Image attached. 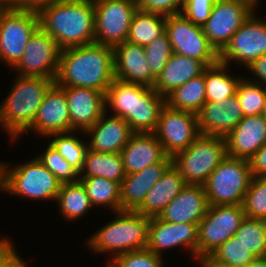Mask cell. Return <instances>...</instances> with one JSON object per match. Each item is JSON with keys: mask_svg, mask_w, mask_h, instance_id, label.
I'll return each mask as SVG.
<instances>
[{"mask_svg": "<svg viewBox=\"0 0 266 267\" xmlns=\"http://www.w3.org/2000/svg\"><path fill=\"white\" fill-rule=\"evenodd\" d=\"M114 79L113 47L94 42L63 49L54 82L59 86L92 88L106 94Z\"/></svg>", "mask_w": 266, "mask_h": 267, "instance_id": "6da1fadb", "label": "cell"}, {"mask_svg": "<svg viewBox=\"0 0 266 267\" xmlns=\"http://www.w3.org/2000/svg\"><path fill=\"white\" fill-rule=\"evenodd\" d=\"M38 17L39 27L62 50L95 42L93 0H58L41 9Z\"/></svg>", "mask_w": 266, "mask_h": 267, "instance_id": "7a4b0ae2", "label": "cell"}, {"mask_svg": "<svg viewBox=\"0 0 266 267\" xmlns=\"http://www.w3.org/2000/svg\"><path fill=\"white\" fill-rule=\"evenodd\" d=\"M166 98L153 87L114 79L105 94V108L124 119L134 133H153Z\"/></svg>", "mask_w": 266, "mask_h": 267, "instance_id": "3957f363", "label": "cell"}, {"mask_svg": "<svg viewBox=\"0 0 266 267\" xmlns=\"http://www.w3.org/2000/svg\"><path fill=\"white\" fill-rule=\"evenodd\" d=\"M54 79L17 76L0 105V126L16 140L33 124L43 98Z\"/></svg>", "mask_w": 266, "mask_h": 267, "instance_id": "277c9868", "label": "cell"}, {"mask_svg": "<svg viewBox=\"0 0 266 267\" xmlns=\"http://www.w3.org/2000/svg\"><path fill=\"white\" fill-rule=\"evenodd\" d=\"M115 214V219L96 231L86 241L88 248L100 254L112 252L113 258L131 251L145 249L148 243L150 217L143 216L136 211H119Z\"/></svg>", "mask_w": 266, "mask_h": 267, "instance_id": "5b68a950", "label": "cell"}, {"mask_svg": "<svg viewBox=\"0 0 266 267\" xmlns=\"http://www.w3.org/2000/svg\"><path fill=\"white\" fill-rule=\"evenodd\" d=\"M226 156L225 138L200 134L187 149L172 157V164L186 184L204 185Z\"/></svg>", "mask_w": 266, "mask_h": 267, "instance_id": "8992f818", "label": "cell"}, {"mask_svg": "<svg viewBox=\"0 0 266 267\" xmlns=\"http://www.w3.org/2000/svg\"><path fill=\"white\" fill-rule=\"evenodd\" d=\"M251 179L249 160L226 156L203 185L208 205H242Z\"/></svg>", "mask_w": 266, "mask_h": 267, "instance_id": "52a82bcc", "label": "cell"}, {"mask_svg": "<svg viewBox=\"0 0 266 267\" xmlns=\"http://www.w3.org/2000/svg\"><path fill=\"white\" fill-rule=\"evenodd\" d=\"M4 164V191L34 200H54L61 182L37 158L15 168Z\"/></svg>", "mask_w": 266, "mask_h": 267, "instance_id": "ba28073f", "label": "cell"}, {"mask_svg": "<svg viewBox=\"0 0 266 267\" xmlns=\"http://www.w3.org/2000/svg\"><path fill=\"white\" fill-rule=\"evenodd\" d=\"M245 217L242 205H209L198 224L197 260L204 261L221 244L235 236Z\"/></svg>", "mask_w": 266, "mask_h": 267, "instance_id": "9c48e42d", "label": "cell"}, {"mask_svg": "<svg viewBox=\"0 0 266 267\" xmlns=\"http://www.w3.org/2000/svg\"><path fill=\"white\" fill-rule=\"evenodd\" d=\"M39 28L37 12L0 6V61L14 67L32 34Z\"/></svg>", "mask_w": 266, "mask_h": 267, "instance_id": "30bf717a", "label": "cell"}, {"mask_svg": "<svg viewBox=\"0 0 266 267\" xmlns=\"http://www.w3.org/2000/svg\"><path fill=\"white\" fill-rule=\"evenodd\" d=\"M95 42L115 47L127 41L129 27L138 10L137 0H93Z\"/></svg>", "mask_w": 266, "mask_h": 267, "instance_id": "8fae6325", "label": "cell"}, {"mask_svg": "<svg viewBox=\"0 0 266 267\" xmlns=\"http://www.w3.org/2000/svg\"><path fill=\"white\" fill-rule=\"evenodd\" d=\"M165 32L173 53L195 58L207 67L219 62V53L209 43L203 27L194 24L182 13L167 16Z\"/></svg>", "mask_w": 266, "mask_h": 267, "instance_id": "7c38bea8", "label": "cell"}, {"mask_svg": "<svg viewBox=\"0 0 266 267\" xmlns=\"http://www.w3.org/2000/svg\"><path fill=\"white\" fill-rule=\"evenodd\" d=\"M244 0H216L210 17L202 26L209 43L220 53L229 43L233 34L255 11Z\"/></svg>", "mask_w": 266, "mask_h": 267, "instance_id": "4fadbf2b", "label": "cell"}, {"mask_svg": "<svg viewBox=\"0 0 266 267\" xmlns=\"http://www.w3.org/2000/svg\"><path fill=\"white\" fill-rule=\"evenodd\" d=\"M62 49L40 27L30 37L15 68L18 76L56 78Z\"/></svg>", "mask_w": 266, "mask_h": 267, "instance_id": "5bb4252c", "label": "cell"}, {"mask_svg": "<svg viewBox=\"0 0 266 267\" xmlns=\"http://www.w3.org/2000/svg\"><path fill=\"white\" fill-rule=\"evenodd\" d=\"M153 133L164 152L173 157L177 152L187 149L200 135L197 114L173 109L166 104Z\"/></svg>", "mask_w": 266, "mask_h": 267, "instance_id": "9a60e30c", "label": "cell"}, {"mask_svg": "<svg viewBox=\"0 0 266 267\" xmlns=\"http://www.w3.org/2000/svg\"><path fill=\"white\" fill-rule=\"evenodd\" d=\"M266 54V20L253 12L244 24L233 34L229 43L219 53V62H237L247 67L254 60Z\"/></svg>", "mask_w": 266, "mask_h": 267, "instance_id": "2e32d148", "label": "cell"}, {"mask_svg": "<svg viewBox=\"0 0 266 267\" xmlns=\"http://www.w3.org/2000/svg\"><path fill=\"white\" fill-rule=\"evenodd\" d=\"M198 225L192 223H170L150 217L148 226L147 249L162 257V251L181 247L187 248L194 259H197ZM167 248V249H166Z\"/></svg>", "mask_w": 266, "mask_h": 267, "instance_id": "e0dca14e", "label": "cell"}, {"mask_svg": "<svg viewBox=\"0 0 266 267\" xmlns=\"http://www.w3.org/2000/svg\"><path fill=\"white\" fill-rule=\"evenodd\" d=\"M31 130L45 137L54 133L71 132L70 113L64 86H59L55 82L50 86L33 124L26 132Z\"/></svg>", "mask_w": 266, "mask_h": 267, "instance_id": "ac0fdd59", "label": "cell"}, {"mask_svg": "<svg viewBox=\"0 0 266 267\" xmlns=\"http://www.w3.org/2000/svg\"><path fill=\"white\" fill-rule=\"evenodd\" d=\"M70 113L71 132H85L105 112V94L92 88L64 87Z\"/></svg>", "mask_w": 266, "mask_h": 267, "instance_id": "d6986e66", "label": "cell"}, {"mask_svg": "<svg viewBox=\"0 0 266 267\" xmlns=\"http://www.w3.org/2000/svg\"><path fill=\"white\" fill-rule=\"evenodd\" d=\"M244 117L236 95L223 101L206 102L197 113L200 134L225 138Z\"/></svg>", "mask_w": 266, "mask_h": 267, "instance_id": "ffe728a7", "label": "cell"}, {"mask_svg": "<svg viewBox=\"0 0 266 267\" xmlns=\"http://www.w3.org/2000/svg\"><path fill=\"white\" fill-rule=\"evenodd\" d=\"M115 79L153 87L156 77L147 63L144 47L125 41L113 47Z\"/></svg>", "mask_w": 266, "mask_h": 267, "instance_id": "44dd1931", "label": "cell"}, {"mask_svg": "<svg viewBox=\"0 0 266 267\" xmlns=\"http://www.w3.org/2000/svg\"><path fill=\"white\" fill-rule=\"evenodd\" d=\"M208 206L204 186L186 184L157 217L170 223L198 225L206 215Z\"/></svg>", "mask_w": 266, "mask_h": 267, "instance_id": "7402d4cb", "label": "cell"}, {"mask_svg": "<svg viewBox=\"0 0 266 267\" xmlns=\"http://www.w3.org/2000/svg\"><path fill=\"white\" fill-rule=\"evenodd\" d=\"M225 140L227 156L249 160L266 143V121L261 115L245 116Z\"/></svg>", "mask_w": 266, "mask_h": 267, "instance_id": "603a6c76", "label": "cell"}, {"mask_svg": "<svg viewBox=\"0 0 266 267\" xmlns=\"http://www.w3.org/2000/svg\"><path fill=\"white\" fill-rule=\"evenodd\" d=\"M107 113L105 109L100 119L84 132L92 136L87 147L96 152L120 153L134 132L124 119L114 115L108 117Z\"/></svg>", "mask_w": 266, "mask_h": 267, "instance_id": "cb8c5ba5", "label": "cell"}, {"mask_svg": "<svg viewBox=\"0 0 266 267\" xmlns=\"http://www.w3.org/2000/svg\"><path fill=\"white\" fill-rule=\"evenodd\" d=\"M171 164L172 157L167 155L159 163L152 164L137 173L126 175L120 183L121 211H136L142 205L148 191Z\"/></svg>", "mask_w": 266, "mask_h": 267, "instance_id": "d4e9b609", "label": "cell"}, {"mask_svg": "<svg viewBox=\"0 0 266 267\" xmlns=\"http://www.w3.org/2000/svg\"><path fill=\"white\" fill-rule=\"evenodd\" d=\"M120 153L126 175L142 171L167 156L154 133H133Z\"/></svg>", "mask_w": 266, "mask_h": 267, "instance_id": "484cf974", "label": "cell"}, {"mask_svg": "<svg viewBox=\"0 0 266 267\" xmlns=\"http://www.w3.org/2000/svg\"><path fill=\"white\" fill-rule=\"evenodd\" d=\"M206 68L202 61L173 53L162 72L156 77L153 89L166 98L190 79L202 75Z\"/></svg>", "mask_w": 266, "mask_h": 267, "instance_id": "4316f807", "label": "cell"}, {"mask_svg": "<svg viewBox=\"0 0 266 267\" xmlns=\"http://www.w3.org/2000/svg\"><path fill=\"white\" fill-rule=\"evenodd\" d=\"M186 182L179 170L171 164L161 178L148 191L137 213L155 217L182 191Z\"/></svg>", "mask_w": 266, "mask_h": 267, "instance_id": "83f0119b", "label": "cell"}, {"mask_svg": "<svg viewBox=\"0 0 266 267\" xmlns=\"http://www.w3.org/2000/svg\"><path fill=\"white\" fill-rule=\"evenodd\" d=\"M125 176L121 153H102L86 150L79 178L103 177L121 183Z\"/></svg>", "mask_w": 266, "mask_h": 267, "instance_id": "f1b7e54d", "label": "cell"}, {"mask_svg": "<svg viewBox=\"0 0 266 267\" xmlns=\"http://www.w3.org/2000/svg\"><path fill=\"white\" fill-rule=\"evenodd\" d=\"M167 16L138 9L129 27L127 41L145 47L165 32Z\"/></svg>", "mask_w": 266, "mask_h": 267, "instance_id": "f546056e", "label": "cell"}, {"mask_svg": "<svg viewBox=\"0 0 266 267\" xmlns=\"http://www.w3.org/2000/svg\"><path fill=\"white\" fill-rule=\"evenodd\" d=\"M228 65L218 62L204 71L206 102L223 101L236 95V89L242 77L227 72Z\"/></svg>", "mask_w": 266, "mask_h": 267, "instance_id": "4dcf8cb0", "label": "cell"}, {"mask_svg": "<svg viewBox=\"0 0 266 267\" xmlns=\"http://www.w3.org/2000/svg\"><path fill=\"white\" fill-rule=\"evenodd\" d=\"M206 103V87L204 73L190 79L166 97V104L177 110L197 114Z\"/></svg>", "mask_w": 266, "mask_h": 267, "instance_id": "1f68e13d", "label": "cell"}, {"mask_svg": "<svg viewBox=\"0 0 266 267\" xmlns=\"http://www.w3.org/2000/svg\"><path fill=\"white\" fill-rule=\"evenodd\" d=\"M55 201H58L60 213L69 221L81 218L93 207L80 181L62 183Z\"/></svg>", "mask_w": 266, "mask_h": 267, "instance_id": "d6a6232c", "label": "cell"}, {"mask_svg": "<svg viewBox=\"0 0 266 267\" xmlns=\"http://www.w3.org/2000/svg\"><path fill=\"white\" fill-rule=\"evenodd\" d=\"M83 184L92 206L110 207L113 212L121 211L120 183L103 178H79Z\"/></svg>", "mask_w": 266, "mask_h": 267, "instance_id": "836d02e7", "label": "cell"}, {"mask_svg": "<svg viewBox=\"0 0 266 267\" xmlns=\"http://www.w3.org/2000/svg\"><path fill=\"white\" fill-rule=\"evenodd\" d=\"M257 257L238 238L230 237L205 260L210 267H245Z\"/></svg>", "mask_w": 266, "mask_h": 267, "instance_id": "e575fe53", "label": "cell"}, {"mask_svg": "<svg viewBox=\"0 0 266 267\" xmlns=\"http://www.w3.org/2000/svg\"><path fill=\"white\" fill-rule=\"evenodd\" d=\"M74 131L67 133H54L48 137L52 139L50 145L56 149L61 157H63L78 172L82 170L87 143L75 136ZM74 135V136H73Z\"/></svg>", "mask_w": 266, "mask_h": 267, "instance_id": "d590c367", "label": "cell"}, {"mask_svg": "<svg viewBox=\"0 0 266 267\" xmlns=\"http://www.w3.org/2000/svg\"><path fill=\"white\" fill-rule=\"evenodd\" d=\"M235 237L257 258L266 257V220L245 217Z\"/></svg>", "mask_w": 266, "mask_h": 267, "instance_id": "8d00e7d4", "label": "cell"}, {"mask_svg": "<svg viewBox=\"0 0 266 267\" xmlns=\"http://www.w3.org/2000/svg\"><path fill=\"white\" fill-rule=\"evenodd\" d=\"M241 78L236 89V97L240 102L244 117L261 115L266 98V87Z\"/></svg>", "mask_w": 266, "mask_h": 267, "instance_id": "74e56055", "label": "cell"}, {"mask_svg": "<svg viewBox=\"0 0 266 267\" xmlns=\"http://www.w3.org/2000/svg\"><path fill=\"white\" fill-rule=\"evenodd\" d=\"M242 207L246 217L266 220V177L252 176Z\"/></svg>", "mask_w": 266, "mask_h": 267, "instance_id": "f35d334b", "label": "cell"}, {"mask_svg": "<svg viewBox=\"0 0 266 267\" xmlns=\"http://www.w3.org/2000/svg\"><path fill=\"white\" fill-rule=\"evenodd\" d=\"M37 158L61 183L79 181V172L70 166L50 144H48L46 150L37 156Z\"/></svg>", "mask_w": 266, "mask_h": 267, "instance_id": "ab89813d", "label": "cell"}, {"mask_svg": "<svg viewBox=\"0 0 266 267\" xmlns=\"http://www.w3.org/2000/svg\"><path fill=\"white\" fill-rule=\"evenodd\" d=\"M144 49L151 73L157 77L173 54V48L166 32L145 46Z\"/></svg>", "mask_w": 266, "mask_h": 267, "instance_id": "60d3db41", "label": "cell"}, {"mask_svg": "<svg viewBox=\"0 0 266 267\" xmlns=\"http://www.w3.org/2000/svg\"><path fill=\"white\" fill-rule=\"evenodd\" d=\"M162 259L145 248L118 255L107 262L105 267H163Z\"/></svg>", "mask_w": 266, "mask_h": 267, "instance_id": "b9f144b4", "label": "cell"}, {"mask_svg": "<svg viewBox=\"0 0 266 267\" xmlns=\"http://www.w3.org/2000/svg\"><path fill=\"white\" fill-rule=\"evenodd\" d=\"M216 0H185L182 14L194 24L203 26Z\"/></svg>", "mask_w": 266, "mask_h": 267, "instance_id": "7bdbcfd3", "label": "cell"}, {"mask_svg": "<svg viewBox=\"0 0 266 267\" xmlns=\"http://www.w3.org/2000/svg\"><path fill=\"white\" fill-rule=\"evenodd\" d=\"M185 0H137L138 9L142 11L175 15L182 12Z\"/></svg>", "mask_w": 266, "mask_h": 267, "instance_id": "ee69618b", "label": "cell"}, {"mask_svg": "<svg viewBox=\"0 0 266 267\" xmlns=\"http://www.w3.org/2000/svg\"><path fill=\"white\" fill-rule=\"evenodd\" d=\"M0 267H28L8 238H0Z\"/></svg>", "mask_w": 266, "mask_h": 267, "instance_id": "f6af8a7d", "label": "cell"}, {"mask_svg": "<svg viewBox=\"0 0 266 267\" xmlns=\"http://www.w3.org/2000/svg\"><path fill=\"white\" fill-rule=\"evenodd\" d=\"M252 176L266 177V143L249 159Z\"/></svg>", "mask_w": 266, "mask_h": 267, "instance_id": "bcb514c9", "label": "cell"}, {"mask_svg": "<svg viewBox=\"0 0 266 267\" xmlns=\"http://www.w3.org/2000/svg\"><path fill=\"white\" fill-rule=\"evenodd\" d=\"M256 79L248 78L249 81L259 83L266 87V54L262 55L257 60H254L246 67Z\"/></svg>", "mask_w": 266, "mask_h": 267, "instance_id": "7dc6e473", "label": "cell"}, {"mask_svg": "<svg viewBox=\"0 0 266 267\" xmlns=\"http://www.w3.org/2000/svg\"><path fill=\"white\" fill-rule=\"evenodd\" d=\"M58 0H15L9 7L16 10L39 12Z\"/></svg>", "mask_w": 266, "mask_h": 267, "instance_id": "c3c4849f", "label": "cell"}, {"mask_svg": "<svg viewBox=\"0 0 266 267\" xmlns=\"http://www.w3.org/2000/svg\"><path fill=\"white\" fill-rule=\"evenodd\" d=\"M245 267H266V257L256 258Z\"/></svg>", "mask_w": 266, "mask_h": 267, "instance_id": "681fc988", "label": "cell"}, {"mask_svg": "<svg viewBox=\"0 0 266 267\" xmlns=\"http://www.w3.org/2000/svg\"><path fill=\"white\" fill-rule=\"evenodd\" d=\"M4 164L0 161V189L4 190Z\"/></svg>", "mask_w": 266, "mask_h": 267, "instance_id": "f907efd6", "label": "cell"}, {"mask_svg": "<svg viewBox=\"0 0 266 267\" xmlns=\"http://www.w3.org/2000/svg\"><path fill=\"white\" fill-rule=\"evenodd\" d=\"M15 0H0V6H10Z\"/></svg>", "mask_w": 266, "mask_h": 267, "instance_id": "816d5d0a", "label": "cell"}, {"mask_svg": "<svg viewBox=\"0 0 266 267\" xmlns=\"http://www.w3.org/2000/svg\"><path fill=\"white\" fill-rule=\"evenodd\" d=\"M261 116H262V117L265 119V121H266V98H265V103H264V106H263V110H262Z\"/></svg>", "mask_w": 266, "mask_h": 267, "instance_id": "f5cc1de1", "label": "cell"}, {"mask_svg": "<svg viewBox=\"0 0 266 267\" xmlns=\"http://www.w3.org/2000/svg\"><path fill=\"white\" fill-rule=\"evenodd\" d=\"M247 1L248 3H250L253 7H256L257 4L259 3V0H244Z\"/></svg>", "mask_w": 266, "mask_h": 267, "instance_id": "db71d44e", "label": "cell"}, {"mask_svg": "<svg viewBox=\"0 0 266 267\" xmlns=\"http://www.w3.org/2000/svg\"><path fill=\"white\" fill-rule=\"evenodd\" d=\"M200 264L201 267H210L206 262L204 261H199L198 262Z\"/></svg>", "mask_w": 266, "mask_h": 267, "instance_id": "11a10c76", "label": "cell"}]
</instances>
